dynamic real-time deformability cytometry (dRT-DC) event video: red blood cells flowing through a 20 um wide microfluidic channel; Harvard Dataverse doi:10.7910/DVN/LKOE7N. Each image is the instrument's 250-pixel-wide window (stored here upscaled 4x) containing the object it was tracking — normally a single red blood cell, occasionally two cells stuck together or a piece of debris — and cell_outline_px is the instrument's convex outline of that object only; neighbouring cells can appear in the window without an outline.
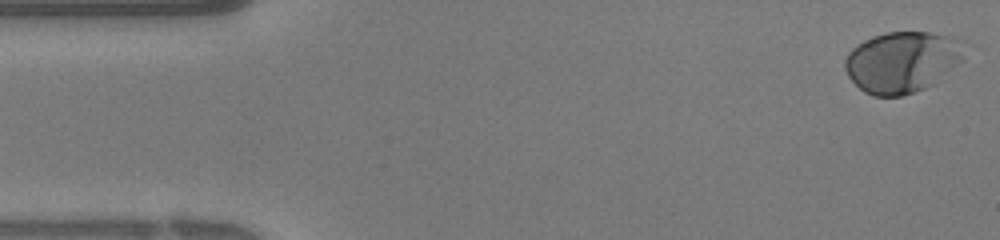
{"species": "human", "species_latin": "Homo sapiens", "temperature_condition": "warm", "stored_images_in_passage": 39, "camera_frame_rate_fps": 3000, "um_per_image_px": 0.085, "donor": {"sex": "female"}, "frame": {"image": 1, "passage_image": 1, "time_ms": 0.0, "image_size_px": [1000, 240], "cell_outline_px": [[964, 60], [924, 88], [900, 96], [872, 96], [864, 92], [848, 76], [844, 68], [844, 60], [848, 52], [856, 44], [872, 36], [888, 32], [928, 32], [952, 36], [964, 40]], "centroid_in_image_um": [76.67, 5.24], "position_along_channel_um": 8.3, "area_um2": 42.6}}
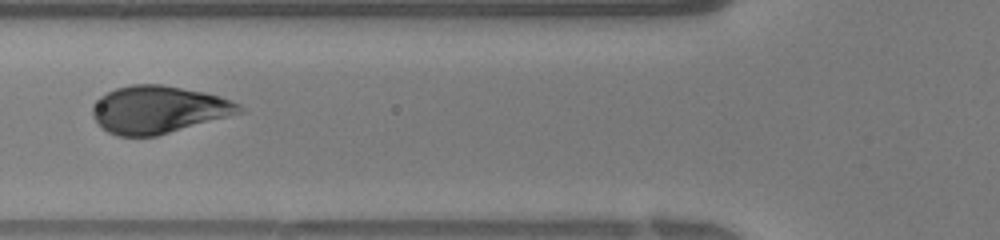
{"frame": {"image": 2, "passage_image": 14, "time_ms": 4.333, "image_size_px": [1000, 240], "cell_outline_px": [[248, 112], [156, 136], [116, 136], [108, 132], [92, 116], [92, 108], [100, 96], [116, 88], [132, 84], [160, 84], [204, 92], [220, 96], [232, 100], [240, 104]], "centroid_in_image_um": [13.54, 9.32], "position_along_channel_um": 112.3, "area_um2": 40.86}}
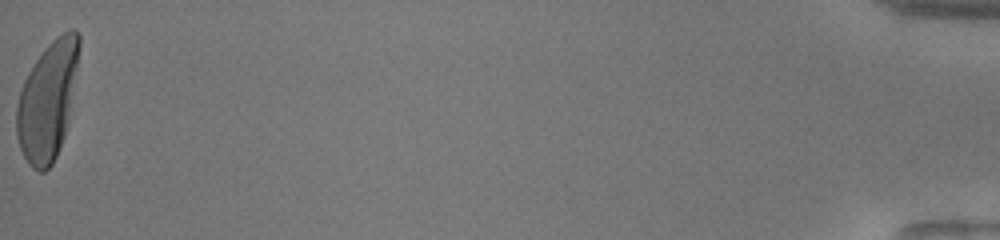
{"frame": {"image": 3, "passage_image": 39, "time_ms": 12.667, "image_size_px": [1000, 240], "cell_outline_px": [[80, 48], [68, 124], [64, 136], [56, 156], [52, 164], [44, 172], [40, 172], [32, 168], [28, 164], [20, 148], [16, 136], [16, 108], [20, 92], [24, 80], [28, 72], [44, 48], [56, 36], [72, 28], [76, 28], [80, 32]], "centroid_in_image_um": [4.05, 8.54], "position_along_channel_um": 431.1, "area_um2": 43.18}}